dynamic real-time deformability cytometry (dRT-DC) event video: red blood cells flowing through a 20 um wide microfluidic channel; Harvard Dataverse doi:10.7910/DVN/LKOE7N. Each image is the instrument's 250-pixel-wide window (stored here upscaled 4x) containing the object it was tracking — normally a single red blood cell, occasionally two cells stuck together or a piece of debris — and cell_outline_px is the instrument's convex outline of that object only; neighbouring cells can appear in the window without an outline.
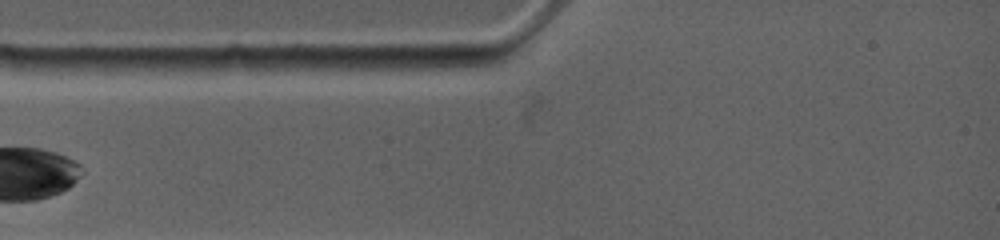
{"species": "common noctule bat (a hibernating species)", "species_latin": "Nyctalus noctula", "temperature_condition": "warm", "stored_images_in_passage": 1, "camera_frame_rate_fps": 4500, "um_per_image_px": 0.085, "animal": {"sex": "female", "body_mass_g": 19.0, "forearm_length_mm": 53.3}, "frame": {"image": 1, "passage_image": 1, "time_ms": 0.0, "image_size_px": [1000, 240], "cell_outline_px": [[252, 68], [232, 72], [152, 68], [124, 64], [128, 60], [228, 56], [244, 56], [252, 64]], "centroid_in_image_um": [16.74, 5.41], "position_along_channel_um": 68.3, "area_um2": 10.29}}